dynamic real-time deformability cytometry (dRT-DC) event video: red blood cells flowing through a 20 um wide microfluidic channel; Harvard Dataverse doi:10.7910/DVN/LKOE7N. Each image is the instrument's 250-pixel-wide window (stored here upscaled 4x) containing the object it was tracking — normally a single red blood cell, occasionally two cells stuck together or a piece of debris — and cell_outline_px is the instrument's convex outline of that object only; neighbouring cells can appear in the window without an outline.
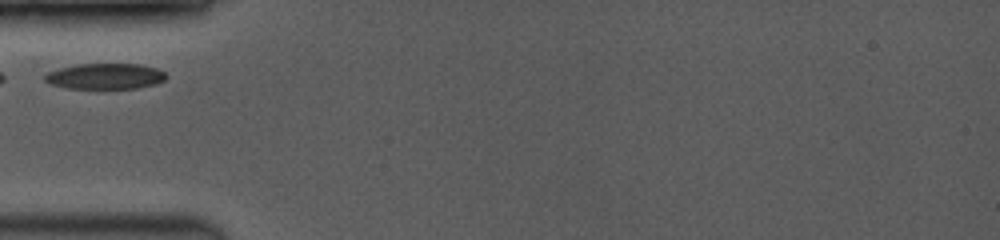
{"species": "common noctule bat (a hibernating species)", "species_latin": "Nyctalus noctula", "temperature_condition": "room temperature", "stored_images_in_passage": 10, "camera_frame_rate_fps": 3500, "um_per_image_px": 0.085, "animal": {"sex": "female", "body_mass_g": 19.0, "forearm_length_mm": 53.3}, "frame": {"image": 1, "passage_image": 1, "time_ms": 0.0, "image_size_px": [1000, 240], "cell_outline_px": [[168, 76], [164, 80], [156, 84], [136, 88], [68, 88], [52, 84], [44, 80], [44, 76], [48, 72], [60, 68], [76, 64], [140, 64], [156, 68], [164, 72]], "centroid_in_image_um": [8.96, 6.47], "position_along_channel_um": 76.0, "area_um2": 18.09}}
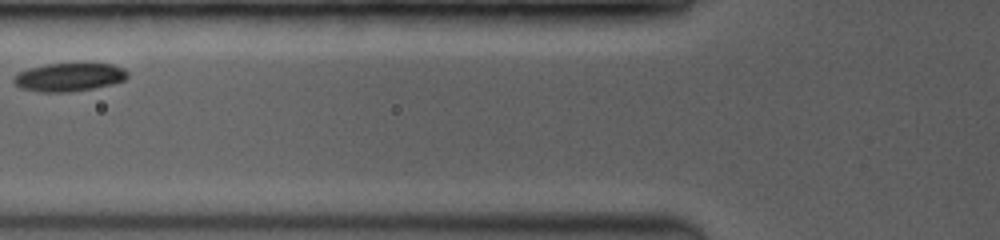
{"frame": {"image": 2, "passage_image": 4, "time_ms": 1.143, "image_size_px": [1000, 240], "cell_outline_px": [[128, 76], [124, 80], [112, 84], [72, 92], [40, 92], [20, 88], [12, 80], [12, 76], [28, 68], [44, 64], [88, 60], [112, 64], [124, 68], [128, 72]], "centroid_in_image_um": [5.9, 6.5], "position_along_channel_um": 119.9, "area_um2": 19.77}}